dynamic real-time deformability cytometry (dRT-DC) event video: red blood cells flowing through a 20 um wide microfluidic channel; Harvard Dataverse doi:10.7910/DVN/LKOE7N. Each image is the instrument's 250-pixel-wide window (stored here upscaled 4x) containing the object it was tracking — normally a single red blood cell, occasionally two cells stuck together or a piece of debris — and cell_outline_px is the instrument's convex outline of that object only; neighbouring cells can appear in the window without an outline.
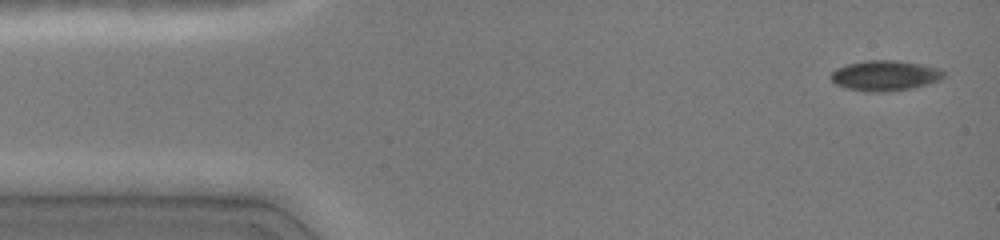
{"species": "common noctule bat (a hibernating species)", "species_latin": "Nyctalus noctula", "temperature_condition": "cold", "stored_images_in_passage": 27, "camera_frame_rate_fps": 3000, "um_per_image_px": 0.085, "animal": {"sex": "female", "body_mass_g": 19.0, "forearm_length_mm": 51.5}, "frame": {"image": 1, "passage_image": 1, "time_ms": 0.0, "image_size_px": [1000, 240], "cell_outline_px": [[944, 76], [940, 80], [928, 84], [912, 88], [884, 92], [868, 92], [848, 88], [836, 84], [832, 80], [832, 72], [836, 68], [848, 64], [864, 60], [896, 60], [920, 64], [940, 68], [944, 72]], "centroid_in_image_um": [75.25, 6.42], "position_along_channel_um": 9.8, "area_um2": 19.88}}
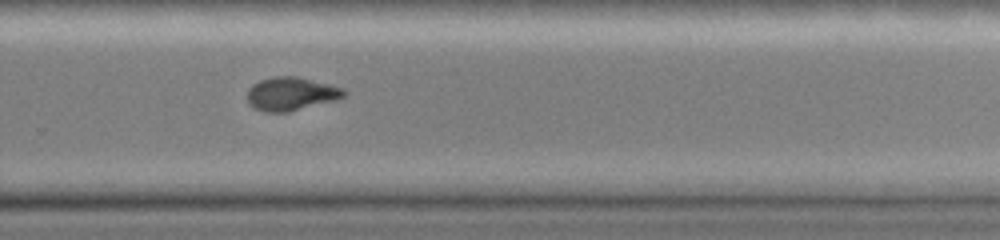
{"frame": {"image": 2, "passage_image": 20, "time_ms": 9.667, "image_size_px": [1000, 240], "cell_outline_px": [[348, 92], [344, 96], [336, 100], [288, 112], [264, 112], [256, 108], [248, 100], [248, 88], [252, 84], [260, 80], [272, 76], [296, 76], [344, 88]], "centroid_in_image_um": [24.76, 7.96], "position_along_channel_um": 305.0, "area_um2": 18.73}}
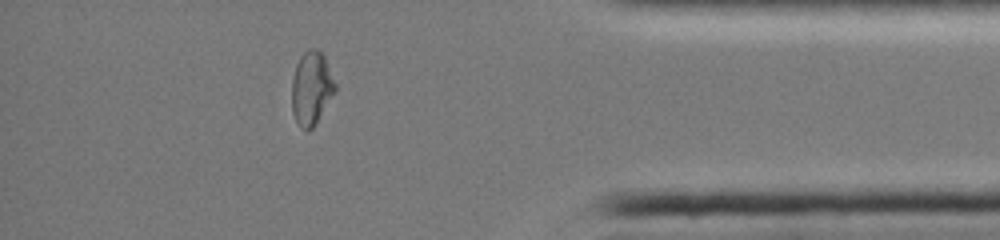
{"frame": {"image": 3, "passage_image": 25, "time_ms": 12.667, "image_size_px": [1000, 240], "cell_outline_px": [[336, 92], [316, 124], [308, 132], [300, 128], [292, 112], [292, 80], [296, 64], [300, 56], [308, 48], [316, 48], [324, 56], [336, 84]], "centroid_in_image_um": [26.48, 7.52], "position_along_channel_um": 408.7, "area_um2": 18.79}, "authors_computed_cell_mechanics": {"area_um2": 19.5364, "velocity_mm_per_s": 4.1157, "shape_relaxation_time_tau1_ms": 10.9387, "shape_relaxation_time_tau2_ms": 2.4749, "deformation_change_tau1": 0.2142, "deformation_change_tau2": 0.0463}}